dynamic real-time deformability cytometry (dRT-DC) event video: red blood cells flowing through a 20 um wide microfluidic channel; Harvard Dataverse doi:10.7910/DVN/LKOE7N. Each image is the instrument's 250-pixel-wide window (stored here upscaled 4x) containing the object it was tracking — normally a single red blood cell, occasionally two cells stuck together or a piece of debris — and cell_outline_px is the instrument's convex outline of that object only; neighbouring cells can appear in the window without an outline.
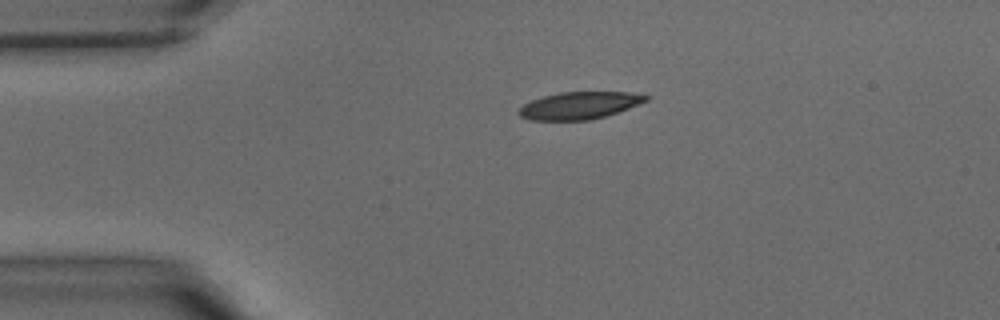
{"species": "common noctule bat (a hibernating species)", "species_latin": "Nyctalus noctula", "temperature_condition": "warm", "stored_images_in_passage": 13, "camera_frame_rate_fps": 3000, "um_per_image_px": 0.085, "animal": {"sex": "male", "body_mass_g": 15.6}, "frame": {"image": 1, "passage_image": 1, "time_ms": 0.0, "image_size_px": [1000, 320], "cell_outline_px": [[652, 96], [648, 100], [628, 108], [604, 116], [588, 120], [528, 120], [520, 116], [520, 108], [524, 104], [532, 100], [544, 96], [560, 92], [628, 92]], "centroid_in_image_um": [49.26, 8.96], "position_along_channel_um": 35.7, "area_um2": 19.94}}
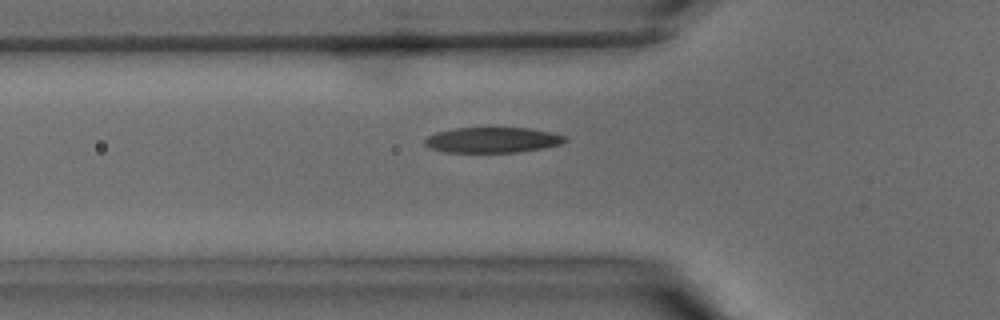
{"frame": {"image": 2, "passage_image": 6, "time_ms": 1.667, "image_size_px": [1000, 320], "cell_outline_px": [[568, 140], [560, 144], [540, 148], [516, 152], [444, 152], [428, 148], [424, 144], [424, 140], [428, 136], [436, 132], [456, 128], [528, 128], [552, 132], [564, 136]], "centroid_in_image_um": [41.81, 11.9], "position_along_channel_um": 84.0, "area_um2": 20.69}}